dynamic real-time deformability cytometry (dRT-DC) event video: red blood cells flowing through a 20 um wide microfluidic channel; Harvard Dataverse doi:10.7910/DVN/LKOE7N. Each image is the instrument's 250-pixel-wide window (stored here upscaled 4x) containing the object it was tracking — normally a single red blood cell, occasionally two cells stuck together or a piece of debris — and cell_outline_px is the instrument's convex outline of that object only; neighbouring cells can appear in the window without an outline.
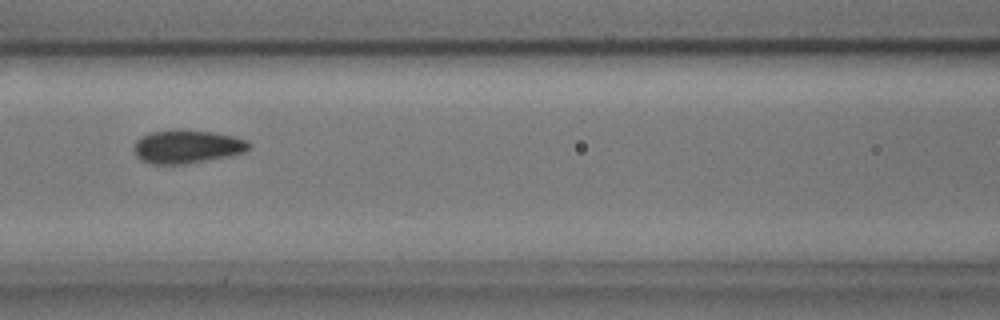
{"species": "common noctule bat (a hibernating species)", "species_latin": "Nyctalus noctula", "temperature_condition": "cold", "stored_images_in_passage": 7, "camera_frame_rate_fps": 3000, "um_per_image_px": 0.085, "animal": {"sex": "male", "body_mass_g": 17.9, "forearm_length_mm": 54.2}, "frame": {"image": 1, "passage_image": 3, "time_ms": 0.667, "image_size_px": [1000, 320], "cell_outline_px": [[248, 148], [244, 152], [228, 156], [184, 164], [152, 164], [140, 160], [136, 156], [136, 140], [140, 136], [152, 132], [172, 128], [184, 128], [212, 132], [232, 136], [248, 140]], "centroid_in_image_um": [15.86, 12.43], "position_along_channel_um": 150.7, "area_um2": 22.43}}
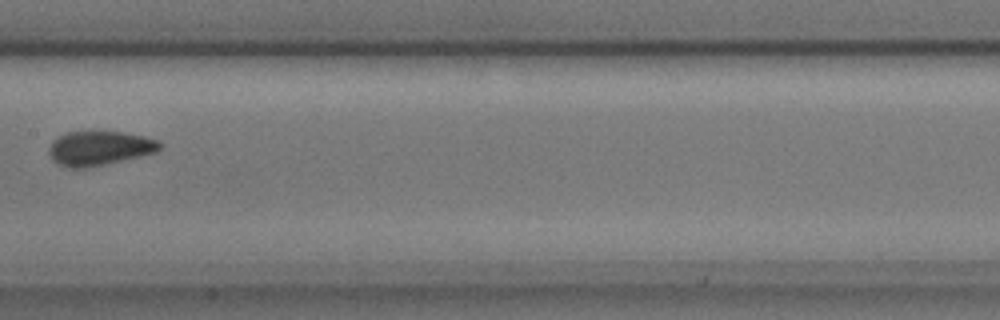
{"frame": {"image": 2, "passage_image": 4, "time_ms": 1.0, "image_size_px": [1000, 320], "cell_outline_px": [[160, 148], [156, 152], [140, 156], [88, 168], [68, 168], [52, 160], [48, 152], [48, 148], [52, 140], [68, 132], [124, 132], [144, 136], [160, 140]], "centroid_in_image_um": [8.44, 12.6], "position_along_channel_um": 199.0, "area_um2": 22.14}}
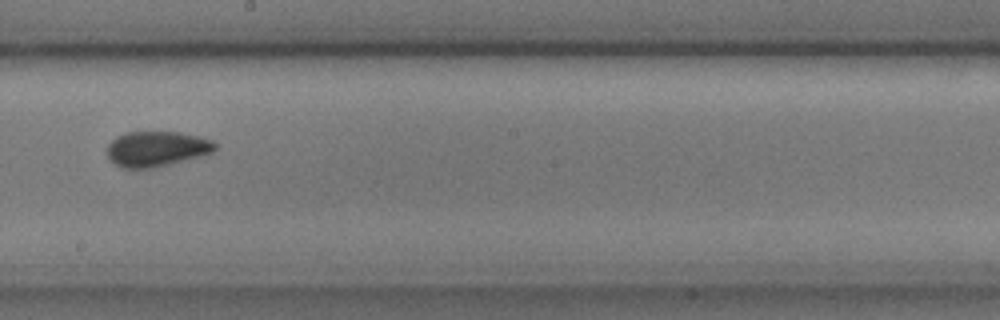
{"frame": {"image": 3, "passage_image": 5, "time_ms": 1.333, "image_size_px": [1000, 320], "cell_outline_px": [[216, 148], [212, 152], [168, 164], [152, 168], [120, 168], [108, 160], [108, 144], [116, 136], [128, 132], [180, 132], [200, 136], [212, 140], [216, 144]], "centroid_in_image_um": [13.27, 12.64], "position_along_channel_um": 234.9, "area_um2": 22.08}}